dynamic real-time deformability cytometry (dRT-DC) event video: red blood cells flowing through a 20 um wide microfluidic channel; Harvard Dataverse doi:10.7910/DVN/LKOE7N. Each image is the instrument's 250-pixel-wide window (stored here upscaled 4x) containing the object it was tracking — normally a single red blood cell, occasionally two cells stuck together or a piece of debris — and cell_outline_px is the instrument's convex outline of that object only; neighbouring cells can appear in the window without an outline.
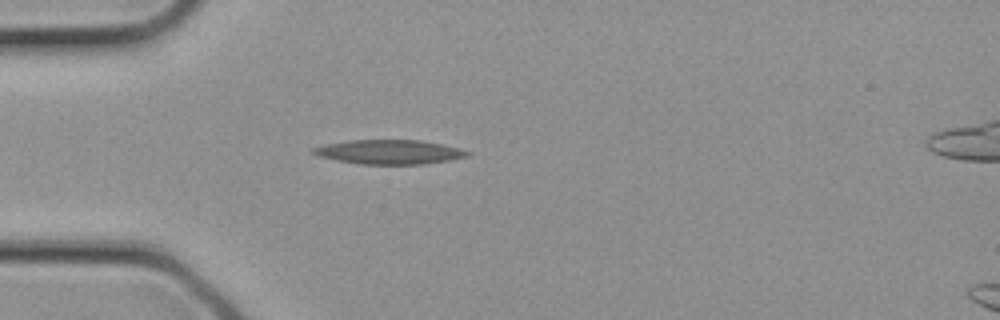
{"species": "common noctule bat (a hibernating species)", "species_latin": "Nyctalus noctula", "temperature_condition": "cold", "stored_images_in_passage": 5, "camera_frame_rate_fps": 3000, "um_per_image_px": 0.085, "animal": {"sex": "female", "body_mass_g": 21.9}, "frame": {"image": 1, "passage_image": 4, "time_ms": 1.0, "image_size_px": [1000, 320], "cell_outline_px": [[472, 152], [468, 156], [452, 160], [424, 164], [360, 164], [336, 160], [320, 156], [312, 152], [312, 148], [324, 144], [348, 140], [420, 140], [444, 144], [460, 148]], "centroid_in_image_um": [33.14, 12.91], "position_along_channel_um": 51.9, "area_um2": 21.96}}